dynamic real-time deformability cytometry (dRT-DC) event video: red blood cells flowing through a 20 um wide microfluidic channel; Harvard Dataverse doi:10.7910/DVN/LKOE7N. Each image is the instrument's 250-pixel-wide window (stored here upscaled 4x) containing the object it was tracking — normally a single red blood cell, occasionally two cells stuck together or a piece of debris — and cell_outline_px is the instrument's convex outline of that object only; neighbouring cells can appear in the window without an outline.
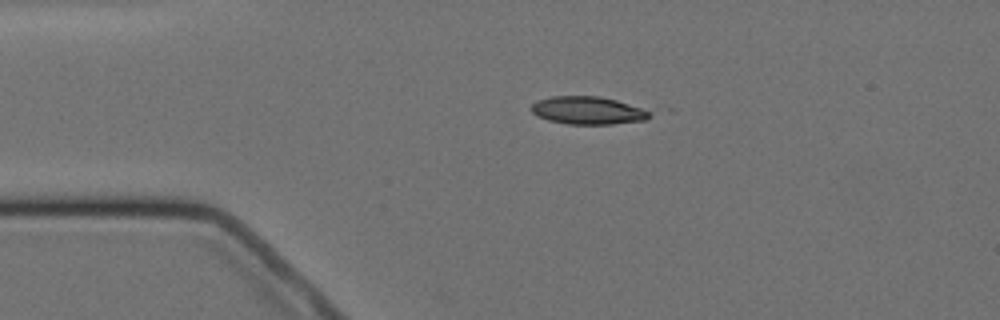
{"species": "Egyptian fruit bat (a non-hibernating species)", "species_latin": "Rousettus aegyptiacus", "temperature_condition": "cold", "stored_images_in_passage": 5, "camera_frame_rate_fps": 3000, "um_per_image_px": 0.085, "animal": {"sex": "female"}, "frame": {"image": 1, "passage_image": 1, "time_ms": 0.0, "image_size_px": [1000, 320], "cell_outline_px": [[660, 112], [648, 120], [612, 124], [568, 124], [548, 120], [536, 116], [528, 108], [536, 100], [552, 96], [600, 96], [656, 108]], "centroid_in_image_um": [50.19, 9.38], "position_along_channel_um": 34.8, "area_um2": 20.46}}
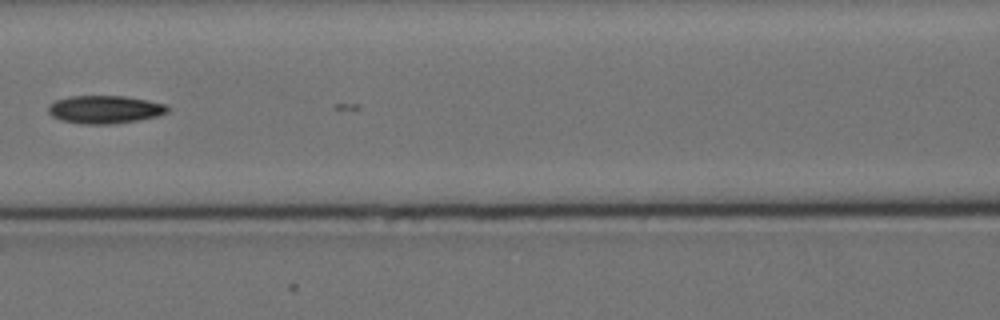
{"frame": {"image": 2, "passage_image": 5, "time_ms": 4.333, "image_size_px": [1000, 320], "cell_outline_px": [[168, 112], [156, 116], [136, 120], [112, 124], [80, 124], [60, 120], [52, 116], [48, 112], [48, 104], [56, 100], [72, 96], [124, 96], [148, 100], [168, 104]], "centroid_in_image_um": [8.89, 9.3], "position_along_channel_um": 157.7, "area_um2": 19.48}}